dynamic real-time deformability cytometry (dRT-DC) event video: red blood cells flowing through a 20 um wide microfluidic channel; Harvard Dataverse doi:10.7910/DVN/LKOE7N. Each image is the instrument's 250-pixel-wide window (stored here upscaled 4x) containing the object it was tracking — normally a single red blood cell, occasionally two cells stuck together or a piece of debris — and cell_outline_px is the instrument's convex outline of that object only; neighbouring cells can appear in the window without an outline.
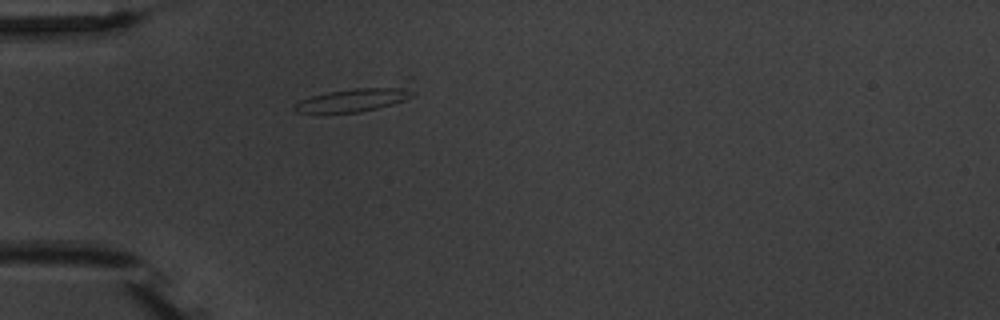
{"species": "common noctule bat (a hibernating species)", "species_latin": "Nyctalus noctula", "temperature_condition": "warm", "stored_images_in_passage": 1, "camera_frame_rate_fps": 3000, "um_per_image_px": 0.085, "animal": {"sex": "male", "body_mass_g": 20.1, "forearm_length_mm": 53.5}, "frame": {"image": 1, "passage_image": 1, "time_ms": 0.0, "image_size_px": [1000, 320], "cell_outline_px": [[412, 96], [404, 100], [392, 104], [360, 112], [296, 112], [292, 108], [300, 100], [312, 96], [328, 92], [356, 88], [396, 88], [408, 92]], "centroid_in_image_um": [29.88, 8.52], "position_along_channel_um": 55.1, "area_um2": 14.91}}